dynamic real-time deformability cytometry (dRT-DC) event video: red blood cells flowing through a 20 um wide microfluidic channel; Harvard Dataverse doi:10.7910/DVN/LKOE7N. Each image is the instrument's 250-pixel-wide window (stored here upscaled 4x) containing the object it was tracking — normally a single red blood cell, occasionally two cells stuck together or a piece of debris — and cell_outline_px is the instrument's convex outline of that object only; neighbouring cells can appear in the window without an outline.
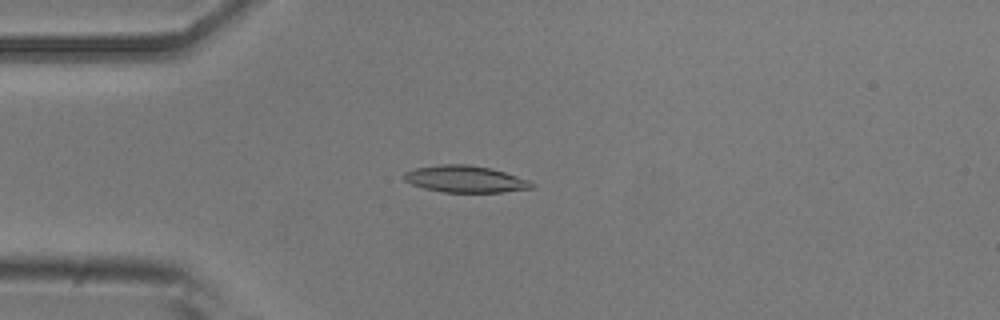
{"species": "common noctule bat (a hibernating species)", "species_latin": "Nyctalus noctula", "temperature_condition": "room temperature", "stored_images_in_passage": 51, "camera_frame_rate_fps": 3000, "um_per_image_px": 0.085, "animal": {"sex": "male", "body_mass_g": 20.5, "forearm_length_mm": 52.5}, "frame": {"image": 1, "passage_image": 12, "time_ms": 3.667, "image_size_px": [1000, 320], "cell_outline_px": [[532, 188], [504, 192], [444, 192], [424, 188], [412, 184], [404, 180], [404, 172], [416, 168], [440, 164], [468, 164], [492, 168], [528, 180], [532, 184]], "centroid_in_image_um": [39.52, 15.21], "position_along_channel_um": 45.5, "area_um2": 19.77}}
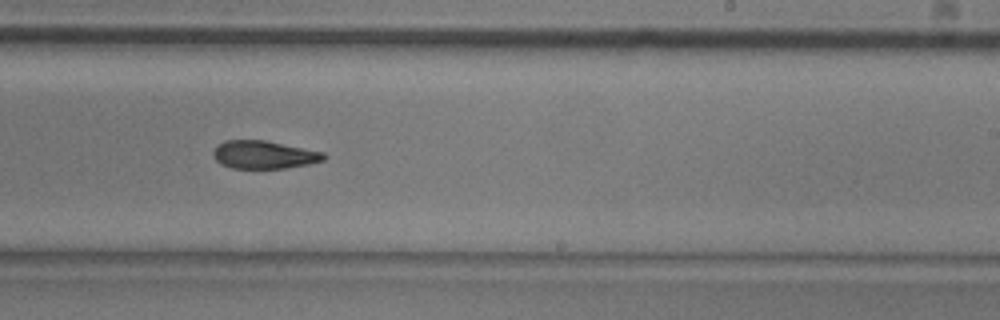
{"frame": {"image": 2, "passage_image": 30, "time_ms": 9.667, "image_size_px": [1000, 320], "cell_outline_px": [[328, 156], [324, 160], [308, 164], [284, 168], [232, 168], [220, 164], [212, 156], [212, 152], [216, 144], [224, 140], [268, 140], [324, 152]], "centroid_in_image_um": [22.41, 13.13], "position_along_channel_um": 266.6, "area_um2": 18.32}}
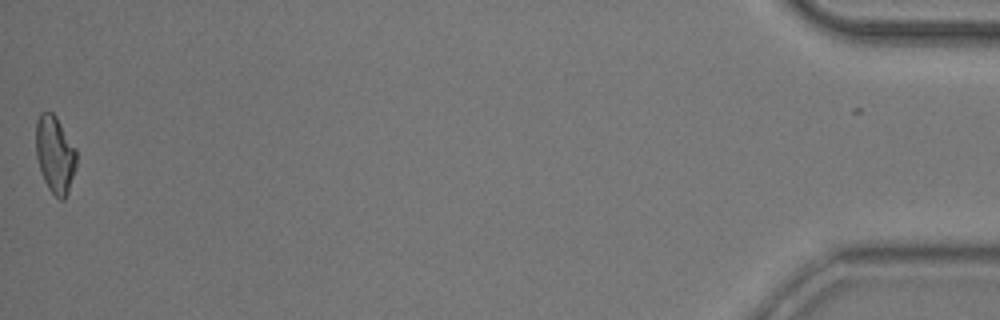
{"frame": {"image": 3, "passage_image": 50, "time_ms": 16.333, "image_size_px": [1000, 320], "cell_outline_px": [[76, 168], [68, 192], [64, 200], [60, 200], [48, 188], [40, 172], [36, 156], [36, 120], [40, 112], [52, 112], [56, 116], [76, 148]], "centroid_in_image_um": [4.67, 13.12], "position_along_channel_um": 430.5, "area_um2": 18.38}, "authors_computed_cell_mechanics": {"area_um2": 18.8428, "velocity_mm_per_s": 3.9347, "shape_relaxation_time_tau1_ms": 4.5938, "shape_relaxation_time_tau2_ms": 8.0836, "deformation_change_tau1": 0.1373, "deformation_change_tau2": 0.1777}}